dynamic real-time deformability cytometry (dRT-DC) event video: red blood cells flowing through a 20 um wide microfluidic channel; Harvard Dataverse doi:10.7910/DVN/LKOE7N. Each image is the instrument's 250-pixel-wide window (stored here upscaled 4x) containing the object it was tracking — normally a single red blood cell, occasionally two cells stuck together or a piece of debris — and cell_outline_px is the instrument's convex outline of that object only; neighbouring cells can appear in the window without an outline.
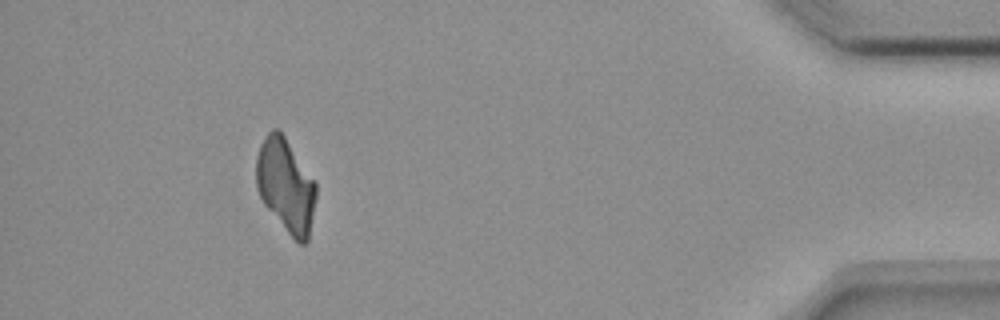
{"species": "common noctule bat (a hibernating species)", "species_latin": "Nyctalus noctula", "temperature_condition": "room temperature", "stored_images_in_passage": 56, "camera_frame_rate_fps": 3000, "um_per_image_px": 0.085, "animal": {"sex": "female", "body_mass_g": 18.4}, "frame": {"image": 1, "passage_image": 51, "time_ms": 16.667, "image_size_px": [1000, 320], "cell_outline_px": [[316, 196], [308, 240], [304, 244], [300, 244], [288, 232], [264, 204], [256, 188], [256, 156], [260, 144], [268, 132], [272, 128], [280, 128], [316, 180]], "centroid_in_image_um": [24.29, 15.69], "position_along_channel_um": 410.9, "area_um2": 32.89}}